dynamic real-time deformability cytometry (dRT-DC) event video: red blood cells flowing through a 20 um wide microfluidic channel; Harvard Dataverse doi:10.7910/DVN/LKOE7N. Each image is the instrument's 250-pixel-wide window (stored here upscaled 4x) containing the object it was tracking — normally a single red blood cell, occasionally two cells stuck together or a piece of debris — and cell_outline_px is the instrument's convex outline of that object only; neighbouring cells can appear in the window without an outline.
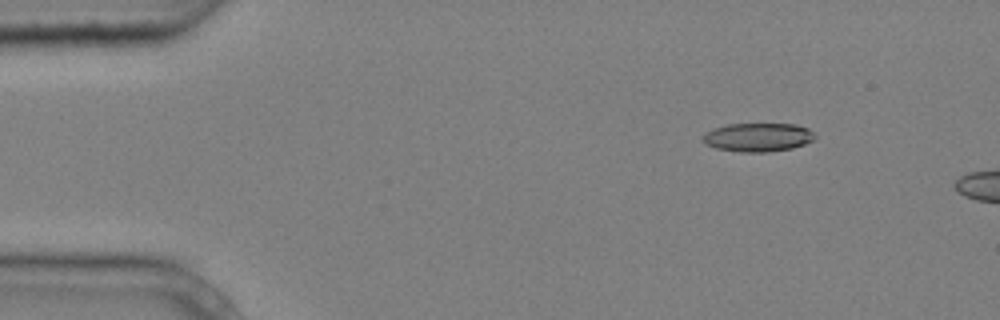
{"species": "common noctule bat (a hibernating species)", "species_latin": "Nyctalus noctula", "temperature_condition": "cold", "stored_images_in_passage": 6, "camera_frame_rate_fps": 3000, "um_per_image_px": 0.085, "animal": {"sex": "male", "body_mass_g": 20.4}, "frame": {"image": 1, "passage_image": 2, "time_ms": 0.333, "image_size_px": [1000, 320], "cell_outline_px": [[816, 136], [812, 140], [804, 144], [792, 148], [768, 152], [740, 152], [716, 148], [704, 144], [700, 140], [700, 136], [704, 132], [712, 128], [728, 124], [796, 124], [808, 128]], "centroid_in_image_um": [64.35, 11.66], "position_along_channel_um": 20.7, "area_um2": 18.96}}
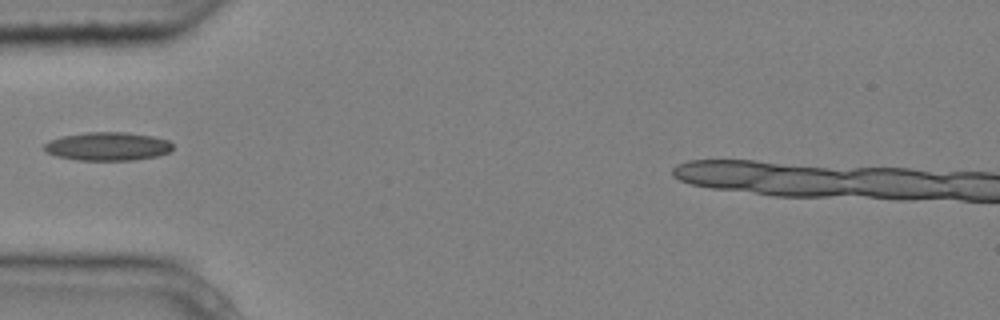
{"frame": {"image": 2, "passage_image": 5, "time_ms": 1.333, "image_size_px": [1000, 320], "cell_outline_px": [[172, 148], [168, 152], [160, 156], [132, 160], [76, 160], [56, 156], [48, 152], [44, 148], [44, 144], [60, 136], [88, 132], [124, 132], [152, 136], [168, 140], [172, 144]], "centroid_in_image_um": [9.16, 12.44], "position_along_channel_um": 75.8, "area_um2": 21.21}}
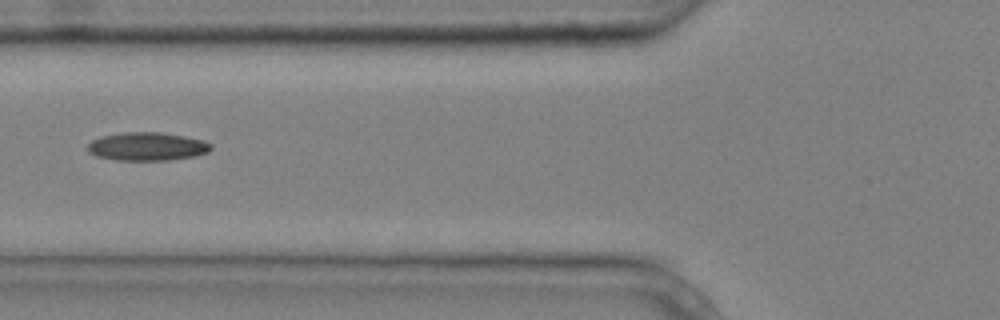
{"frame": {"image": 3, "passage_image": 6, "time_ms": 1.667, "image_size_px": [1000, 320], "cell_outline_px": [[212, 148], [208, 152], [196, 156], [168, 160], [116, 160], [96, 156], [88, 152], [88, 144], [92, 140], [100, 136], [124, 132], [160, 132], [184, 136], [204, 140], [212, 144]], "centroid_in_image_um": [12.51, 12.45], "position_along_channel_um": 113.3, "area_um2": 20.46}}